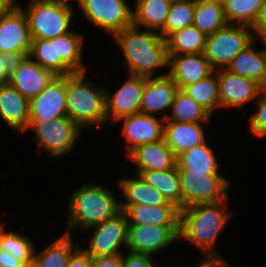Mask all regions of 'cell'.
Instances as JSON below:
<instances>
[{"label":"cell","mask_w":266,"mask_h":267,"mask_svg":"<svg viewBox=\"0 0 266 267\" xmlns=\"http://www.w3.org/2000/svg\"><path fill=\"white\" fill-rule=\"evenodd\" d=\"M201 263L197 265L196 267H231V265L228 264L224 260V258H216V259H202Z\"/></svg>","instance_id":"bcb514c9"},{"label":"cell","mask_w":266,"mask_h":267,"mask_svg":"<svg viewBox=\"0 0 266 267\" xmlns=\"http://www.w3.org/2000/svg\"><path fill=\"white\" fill-rule=\"evenodd\" d=\"M206 37L194 25H190L171 33L166 43L170 54H199L204 53Z\"/></svg>","instance_id":"1f68e13d"},{"label":"cell","mask_w":266,"mask_h":267,"mask_svg":"<svg viewBox=\"0 0 266 267\" xmlns=\"http://www.w3.org/2000/svg\"><path fill=\"white\" fill-rule=\"evenodd\" d=\"M67 117L66 76H55L47 87L29 100V121L49 122Z\"/></svg>","instance_id":"5bb4252c"},{"label":"cell","mask_w":266,"mask_h":267,"mask_svg":"<svg viewBox=\"0 0 266 267\" xmlns=\"http://www.w3.org/2000/svg\"><path fill=\"white\" fill-rule=\"evenodd\" d=\"M178 85L173 79L163 73L157 77H147L145 80L139 113L156 116L164 110L171 109Z\"/></svg>","instance_id":"ac0fdd59"},{"label":"cell","mask_w":266,"mask_h":267,"mask_svg":"<svg viewBox=\"0 0 266 267\" xmlns=\"http://www.w3.org/2000/svg\"><path fill=\"white\" fill-rule=\"evenodd\" d=\"M75 31L55 37L56 59L61 61L73 73L87 72L83 63L84 38Z\"/></svg>","instance_id":"83f0119b"},{"label":"cell","mask_w":266,"mask_h":267,"mask_svg":"<svg viewBox=\"0 0 266 267\" xmlns=\"http://www.w3.org/2000/svg\"><path fill=\"white\" fill-rule=\"evenodd\" d=\"M170 111V116H163L165 121L209 122L212 117L203 107L180 89L175 94Z\"/></svg>","instance_id":"d6a6232c"},{"label":"cell","mask_w":266,"mask_h":267,"mask_svg":"<svg viewBox=\"0 0 266 267\" xmlns=\"http://www.w3.org/2000/svg\"><path fill=\"white\" fill-rule=\"evenodd\" d=\"M29 56L44 69L51 71L55 76L74 74L61 59H56L55 38L32 39Z\"/></svg>","instance_id":"836d02e7"},{"label":"cell","mask_w":266,"mask_h":267,"mask_svg":"<svg viewBox=\"0 0 266 267\" xmlns=\"http://www.w3.org/2000/svg\"><path fill=\"white\" fill-rule=\"evenodd\" d=\"M168 1H170V2L172 3V2H176V1H179V0H168Z\"/></svg>","instance_id":"816d5d0a"},{"label":"cell","mask_w":266,"mask_h":267,"mask_svg":"<svg viewBox=\"0 0 266 267\" xmlns=\"http://www.w3.org/2000/svg\"><path fill=\"white\" fill-rule=\"evenodd\" d=\"M35 133V140L40 148L50 157H60L72 151L79 140L82 129L68 117H61L49 122L29 121V128Z\"/></svg>","instance_id":"ba28073f"},{"label":"cell","mask_w":266,"mask_h":267,"mask_svg":"<svg viewBox=\"0 0 266 267\" xmlns=\"http://www.w3.org/2000/svg\"><path fill=\"white\" fill-rule=\"evenodd\" d=\"M264 0H224L223 9L228 24L252 26Z\"/></svg>","instance_id":"d590c367"},{"label":"cell","mask_w":266,"mask_h":267,"mask_svg":"<svg viewBox=\"0 0 266 267\" xmlns=\"http://www.w3.org/2000/svg\"><path fill=\"white\" fill-rule=\"evenodd\" d=\"M148 185L156 188L168 202L182 210V195L178 168L170 170H136Z\"/></svg>","instance_id":"4316f807"},{"label":"cell","mask_w":266,"mask_h":267,"mask_svg":"<svg viewBox=\"0 0 266 267\" xmlns=\"http://www.w3.org/2000/svg\"><path fill=\"white\" fill-rule=\"evenodd\" d=\"M118 186L126 201L120 202V210L126 211L132 205H174L156 188L148 185L139 175L119 179Z\"/></svg>","instance_id":"603a6c76"},{"label":"cell","mask_w":266,"mask_h":267,"mask_svg":"<svg viewBox=\"0 0 266 267\" xmlns=\"http://www.w3.org/2000/svg\"><path fill=\"white\" fill-rule=\"evenodd\" d=\"M254 40L251 26L227 24L206 37L203 54L214 70L226 69L234 57Z\"/></svg>","instance_id":"8992f818"},{"label":"cell","mask_w":266,"mask_h":267,"mask_svg":"<svg viewBox=\"0 0 266 267\" xmlns=\"http://www.w3.org/2000/svg\"><path fill=\"white\" fill-rule=\"evenodd\" d=\"M122 253V267H155L151 255L128 252Z\"/></svg>","instance_id":"ab89813d"},{"label":"cell","mask_w":266,"mask_h":267,"mask_svg":"<svg viewBox=\"0 0 266 267\" xmlns=\"http://www.w3.org/2000/svg\"><path fill=\"white\" fill-rule=\"evenodd\" d=\"M13 58L0 52V85L9 82V75L11 71Z\"/></svg>","instance_id":"ee69618b"},{"label":"cell","mask_w":266,"mask_h":267,"mask_svg":"<svg viewBox=\"0 0 266 267\" xmlns=\"http://www.w3.org/2000/svg\"><path fill=\"white\" fill-rule=\"evenodd\" d=\"M22 9L28 19L32 39H53L71 32L73 7L67 0H29Z\"/></svg>","instance_id":"5b68a950"},{"label":"cell","mask_w":266,"mask_h":267,"mask_svg":"<svg viewBox=\"0 0 266 267\" xmlns=\"http://www.w3.org/2000/svg\"><path fill=\"white\" fill-rule=\"evenodd\" d=\"M195 1H207V2H212V3H221V4H223L224 0H195Z\"/></svg>","instance_id":"681fc988"},{"label":"cell","mask_w":266,"mask_h":267,"mask_svg":"<svg viewBox=\"0 0 266 267\" xmlns=\"http://www.w3.org/2000/svg\"><path fill=\"white\" fill-rule=\"evenodd\" d=\"M131 25L117 32L113 39L122 49L129 75L154 77L159 69L169 68L171 54L166 39L156 31Z\"/></svg>","instance_id":"6da1fadb"},{"label":"cell","mask_w":266,"mask_h":267,"mask_svg":"<svg viewBox=\"0 0 266 267\" xmlns=\"http://www.w3.org/2000/svg\"><path fill=\"white\" fill-rule=\"evenodd\" d=\"M54 77L51 71L28 55L13 59L8 83L30 100L39 95Z\"/></svg>","instance_id":"4fadbf2b"},{"label":"cell","mask_w":266,"mask_h":267,"mask_svg":"<svg viewBox=\"0 0 266 267\" xmlns=\"http://www.w3.org/2000/svg\"><path fill=\"white\" fill-rule=\"evenodd\" d=\"M255 39L241 50L226 68L231 73L257 81L266 89V51L255 50Z\"/></svg>","instance_id":"cb8c5ba5"},{"label":"cell","mask_w":266,"mask_h":267,"mask_svg":"<svg viewBox=\"0 0 266 267\" xmlns=\"http://www.w3.org/2000/svg\"><path fill=\"white\" fill-rule=\"evenodd\" d=\"M17 0H0V14L9 11L17 3Z\"/></svg>","instance_id":"7dc6e473"},{"label":"cell","mask_w":266,"mask_h":267,"mask_svg":"<svg viewBox=\"0 0 266 267\" xmlns=\"http://www.w3.org/2000/svg\"><path fill=\"white\" fill-rule=\"evenodd\" d=\"M125 213L128 224L180 226V209L175 205H132Z\"/></svg>","instance_id":"d4e9b609"},{"label":"cell","mask_w":266,"mask_h":267,"mask_svg":"<svg viewBox=\"0 0 266 267\" xmlns=\"http://www.w3.org/2000/svg\"><path fill=\"white\" fill-rule=\"evenodd\" d=\"M16 267H35L33 258L31 260H28L26 262H22L20 265L16 266Z\"/></svg>","instance_id":"c3c4849f"},{"label":"cell","mask_w":266,"mask_h":267,"mask_svg":"<svg viewBox=\"0 0 266 267\" xmlns=\"http://www.w3.org/2000/svg\"><path fill=\"white\" fill-rule=\"evenodd\" d=\"M146 78L130 75L113 94L106 89L107 122H117L123 117L139 113Z\"/></svg>","instance_id":"9a60e30c"},{"label":"cell","mask_w":266,"mask_h":267,"mask_svg":"<svg viewBox=\"0 0 266 267\" xmlns=\"http://www.w3.org/2000/svg\"><path fill=\"white\" fill-rule=\"evenodd\" d=\"M182 91L196 101L210 115H212L218 107L221 108L216 71L196 83L185 86Z\"/></svg>","instance_id":"4dcf8cb0"},{"label":"cell","mask_w":266,"mask_h":267,"mask_svg":"<svg viewBox=\"0 0 266 267\" xmlns=\"http://www.w3.org/2000/svg\"><path fill=\"white\" fill-rule=\"evenodd\" d=\"M182 195V209L206 203H217L227 198L229 180L220 174H205L191 169H178Z\"/></svg>","instance_id":"52a82bcc"},{"label":"cell","mask_w":266,"mask_h":267,"mask_svg":"<svg viewBox=\"0 0 266 267\" xmlns=\"http://www.w3.org/2000/svg\"><path fill=\"white\" fill-rule=\"evenodd\" d=\"M257 112L249 118L251 133L257 137H266V89L257 99Z\"/></svg>","instance_id":"f35d334b"},{"label":"cell","mask_w":266,"mask_h":267,"mask_svg":"<svg viewBox=\"0 0 266 267\" xmlns=\"http://www.w3.org/2000/svg\"><path fill=\"white\" fill-rule=\"evenodd\" d=\"M92 267H122V254L92 257Z\"/></svg>","instance_id":"7bdbcfd3"},{"label":"cell","mask_w":266,"mask_h":267,"mask_svg":"<svg viewBox=\"0 0 266 267\" xmlns=\"http://www.w3.org/2000/svg\"><path fill=\"white\" fill-rule=\"evenodd\" d=\"M112 190L99 184H85L68 197V219L65 233L72 234L71 229H83L100 224L114 217L120 210V201ZM79 227V228H78Z\"/></svg>","instance_id":"3957f363"},{"label":"cell","mask_w":266,"mask_h":267,"mask_svg":"<svg viewBox=\"0 0 266 267\" xmlns=\"http://www.w3.org/2000/svg\"><path fill=\"white\" fill-rule=\"evenodd\" d=\"M0 250L10 252L17 256L18 259L26 262L31 260L34 256L35 247L32 241L24 235L5 231L4 226L0 223Z\"/></svg>","instance_id":"74e56055"},{"label":"cell","mask_w":266,"mask_h":267,"mask_svg":"<svg viewBox=\"0 0 266 267\" xmlns=\"http://www.w3.org/2000/svg\"><path fill=\"white\" fill-rule=\"evenodd\" d=\"M262 42L265 44V51H266V38L262 39Z\"/></svg>","instance_id":"f907efd6"},{"label":"cell","mask_w":266,"mask_h":267,"mask_svg":"<svg viewBox=\"0 0 266 267\" xmlns=\"http://www.w3.org/2000/svg\"><path fill=\"white\" fill-rule=\"evenodd\" d=\"M91 228L94 231L90 245L82 248L88 255L96 257L122 254L120 247L126 248L128 228V218L124 211L88 229Z\"/></svg>","instance_id":"7c38bea8"},{"label":"cell","mask_w":266,"mask_h":267,"mask_svg":"<svg viewBox=\"0 0 266 267\" xmlns=\"http://www.w3.org/2000/svg\"><path fill=\"white\" fill-rule=\"evenodd\" d=\"M22 6L0 14V52L13 59L28 56L32 38L27 16Z\"/></svg>","instance_id":"30bf717a"},{"label":"cell","mask_w":266,"mask_h":267,"mask_svg":"<svg viewBox=\"0 0 266 267\" xmlns=\"http://www.w3.org/2000/svg\"><path fill=\"white\" fill-rule=\"evenodd\" d=\"M22 262V260L12 255L10 252L0 250V267H16Z\"/></svg>","instance_id":"f6af8a7d"},{"label":"cell","mask_w":266,"mask_h":267,"mask_svg":"<svg viewBox=\"0 0 266 267\" xmlns=\"http://www.w3.org/2000/svg\"><path fill=\"white\" fill-rule=\"evenodd\" d=\"M255 39H260V41L266 38V0H264L261 6L258 16L251 26Z\"/></svg>","instance_id":"60d3db41"},{"label":"cell","mask_w":266,"mask_h":267,"mask_svg":"<svg viewBox=\"0 0 266 267\" xmlns=\"http://www.w3.org/2000/svg\"><path fill=\"white\" fill-rule=\"evenodd\" d=\"M170 5L168 0H136L133 25L159 33L165 27Z\"/></svg>","instance_id":"484cf974"},{"label":"cell","mask_w":266,"mask_h":267,"mask_svg":"<svg viewBox=\"0 0 266 267\" xmlns=\"http://www.w3.org/2000/svg\"><path fill=\"white\" fill-rule=\"evenodd\" d=\"M87 21L113 37L133 25V8L126 0H78Z\"/></svg>","instance_id":"9c48e42d"},{"label":"cell","mask_w":266,"mask_h":267,"mask_svg":"<svg viewBox=\"0 0 266 267\" xmlns=\"http://www.w3.org/2000/svg\"><path fill=\"white\" fill-rule=\"evenodd\" d=\"M215 70L203 53L171 54L170 72L167 73L182 90L211 75Z\"/></svg>","instance_id":"d6986e66"},{"label":"cell","mask_w":266,"mask_h":267,"mask_svg":"<svg viewBox=\"0 0 266 267\" xmlns=\"http://www.w3.org/2000/svg\"><path fill=\"white\" fill-rule=\"evenodd\" d=\"M0 117L18 132L29 128V100L9 83L0 85Z\"/></svg>","instance_id":"44dd1931"},{"label":"cell","mask_w":266,"mask_h":267,"mask_svg":"<svg viewBox=\"0 0 266 267\" xmlns=\"http://www.w3.org/2000/svg\"><path fill=\"white\" fill-rule=\"evenodd\" d=\"M148 114L137 113L126 116L123 121L122 135L126 140L127 155L136 147L164 139V117L159 118Z\"/></svg>","instance_id":"e0dca14e"},{"label":"cell","mask_w":266,"mask_h":267,"mask_svg":"<svg viewBox=\"0 0 266 267\" xmlns=\"http://www.w3.org/2000/svg\"><path fill=\"white\" fill-rule=\"evenodd\" d=\"M180 239V226L128 224L126 249L153 256Z\"/></svg>","instance_id":"8fae6325"},{"label":"cell","mask_w":266,"mask_h":267,"mask_svg":"<svg viewBox=\"0 0 266 267\" xmlns=\"http://www.w3.org/2000/svg\"><path fill=\"white\" fill-rule=\"evenodd\" d=\"M86 78V72L66 76L67 117L82 130L107 123L106 89Z\"/></svg>","instance_id":"277c9868"},{"label":"cell","mask_w":266,"mask_h":267,"mask_svg":"<svg viewBox=\"0 0 266 267\" xmlns=\"http://www.w3.org/2000/svg\"><path fill=\"white\" fill-rule=\"evenodd\" d=\"M223 4L196 1L193 25L206 36L221 30L227 25Z\"/></svg>","instance_id":"e575fe53"},{"label":"cell","mask_w":266,"mask_h":267,"mask_svg":"<svg viewBox=\"0 0 266 267\" xmlns=\"http://www.w3.org/2000/svg\"><path fill=\"white\" fill-rule=\"evenodd\" d=\"M127 156L137 165L136 170H170L177 167V156L165 139L140 145Z\"/></svg>","instance_id":"ffe728a7"},{"label":"cell","mask_w":266,"mask_h":267,"mask_svg":"<svg viewBox=\"0 0 266 267\" xmlns=\"http://www.w3.org/2000/svg\"><path fill=\"white\" fill-rule=\"evenodd\" d=\"M218 162L207 141L177 156L178 169H191L205 174H219Z\"/></svg>","instance_id":"f546056e"},{"label":"cell","mask_w":266,"mask_h":267,"mask_svg":"<svg viewBox=\"0 0 266 267\" xmlns=\"http://www.w3.org/2000/svg\"><path fill=\"white\" fill-rule=\"evenodd\" d=\"M67 267H92V257L79 246L71 254Z\"/></svg>","instance_id":"b9f144b4"},{"label":"cell","mask_w":266,"mask_h":267,"mask_svg":"<svg viewBox=\"0 0 266 267\" xmlns=\"http://www.w3.org/2000/svg\"><path fill=\"white\" fill-rule=\"evenodd\" d=\"M202 123L165 121L164 139L176 156L206 141Z\"/></svg>","instance_id":"7402d4cb"},{"label":"cell","mask_w":266,"mask_h":267,"mask_svg":"<svg viewBox=\"0 0 266 267\" xmlns=\"http://www.w3.org/2000/svg\"><path fill=\"white\" fill-rule=\"evenodd\" d=\"M195 7V0L172 2L165 21V27L160 31L162 37L166 39L174 31L193 25Z\"/></svg>","instance_id":"8d00e7d4"},{"label":"cell","mask_w":266,"mask_h":267,"mask_svg":"<svg viewBox=\"0 0 266 267\" xmlns=\"http://www.w3.org/2000/svg\"><path fill=\"white\" fill-rule=\"evenodd\" d=\"M218 77L221 108H242L258 99L265 88L257 81L231 73L227 69L215 70Z\"/></svg>","instance_id":"2e32d148"},{"label":"cell","mask_w":266,"mask_h":267,"mask_svg":"<svg viewBox=\"0 0 266 267\" xmlns=\"http://www.w3.org/2000/svg\"><path fill=\"white\" fill-rule=\"evenodd\" d=\"M227 198L217 203L196 204L180 210V240H185L205 253V259L221 257L216 240L230 217Z\"/></svg>","instance_id":"7a4b0ae2"},{"label":"cell","mask_w":266,"mask_h":267,"mask_svg":"<svg viewBox=\"0 0 266 267\" xmlns=\"http://www.w3.org/2000/svg\"><path fill=\"white\" fill-rule=\"evenodd\" d=\"M72 238L71 234L64 232L39 254L34 252L35 267H67L71 254L79 247L77 242L73 246Z\"/></svg>","instance_id":"f1b7e54d"}]
</instances>
